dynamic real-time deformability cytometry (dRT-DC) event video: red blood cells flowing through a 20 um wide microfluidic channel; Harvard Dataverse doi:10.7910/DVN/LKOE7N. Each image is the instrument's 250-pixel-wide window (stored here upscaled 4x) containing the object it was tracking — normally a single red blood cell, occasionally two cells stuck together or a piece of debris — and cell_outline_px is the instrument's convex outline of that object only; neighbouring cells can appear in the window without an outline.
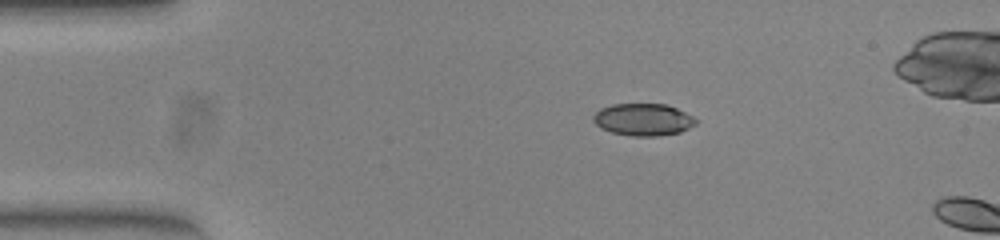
{"species": "common noctule bat (a hibernating species)", "species_latin": "Nyctalus noctula", "temperature_condition": "warm", "stored_images_in_passage": 12, "camera_frame_rate_fps": 3000, "um_per_image_px": 0.085, "animal": {"sex": "female", "body_mass_g": 23.0, "forearm_length_mm": 53.4}, "frame": {"image": 1, "passage_image": 9, "time_ms": 2.667, "image_size_px": [1000, 240], "cell_outline_px": [[700, 120], [696, 124], [680, 132], [656, 136], [632, 136], [612, 132], [600, 128], [592, 120], [592, 116], [600, 108], [612, 104], [668, 104]], "centroid_in_image_um": [54.67, 10.16], "position_along_channel_um": 30.3, "area_um2": 19.31}}